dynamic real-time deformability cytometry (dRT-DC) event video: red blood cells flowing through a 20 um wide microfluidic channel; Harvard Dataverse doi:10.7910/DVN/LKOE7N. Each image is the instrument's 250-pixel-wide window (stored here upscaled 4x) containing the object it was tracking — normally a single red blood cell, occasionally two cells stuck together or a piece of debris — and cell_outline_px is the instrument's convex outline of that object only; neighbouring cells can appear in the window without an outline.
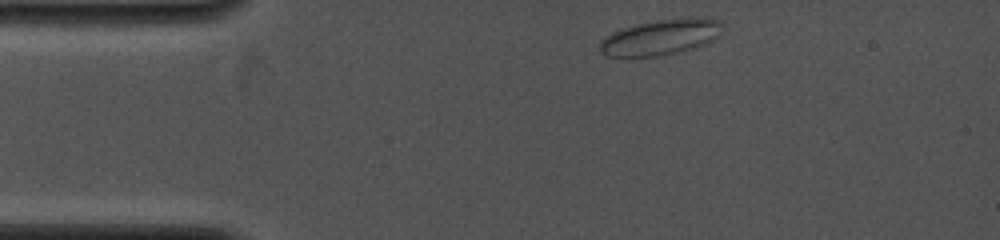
{"species": "common noctule bat (a hibernating species)", "species_latin": "Nyctalus noctula", "temperature_condition": "cold", "stored_images_in_passage": 3, "camera_frame_rate_fps": 4000, "um_per_image_px": 0.085, "animal": {"sex": "female", "body_mass_g": 19.0, "forearm_length_mm": 53.3}, "frame": {"image": 1, "passage_image": 1, "time_ms": 0.0, "image_size_px": [1000, 240], "cell_outline_px": [[724, 32], [720, 36], [708, 44], [696, 48], [656, 56], [628, 60], [604, 56], [600, 52], [600, 40], [604, 36], [612, 32], [624, 28], [656, 20], [692, 16], [720, 20], [724, 28]], "centroid_in_image_um": [56.16, 3.2], "position_along_channel_um": 28.8, "area_um2": 26.59}}